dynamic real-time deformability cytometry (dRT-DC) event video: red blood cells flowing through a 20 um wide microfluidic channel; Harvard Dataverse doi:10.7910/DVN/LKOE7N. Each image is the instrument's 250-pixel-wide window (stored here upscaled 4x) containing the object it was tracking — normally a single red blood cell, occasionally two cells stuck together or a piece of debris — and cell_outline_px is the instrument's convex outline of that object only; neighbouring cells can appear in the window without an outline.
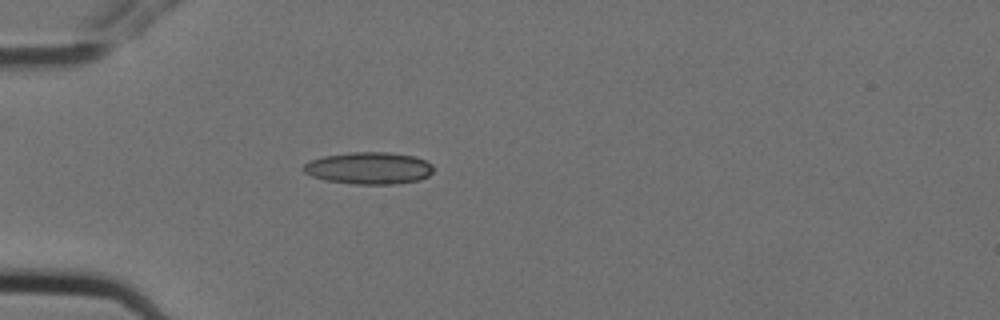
{"species": "Egyptian fruit bat (a non-hibernating species)", "species_latin": "Rousettus aegyptiacus", "temperature_condition": "cold", "stored_images_in_passage": 4, "camera_frame_rate_fps": 3000, "um_per_image_px": 0.085, "animal": {"sex": "female"}, "frame": {"image": 1, "passage_image": 4, "time_ms": 1.0, "image_size_px": [1000, 320], "cell_outline_px": [[432, 172], [428, 176], [420, 180], [396, 184], [352, 184], [324, 180], [312, 176], [304, 172], [300, 168], [308, 160], [324, 156], [352, 152], [388, 152], [416, 156], [432, 164]], "centroid_in_image_um": [31.33, 14.29], "position_along_channel_um": 53.7, "area_um2": 24.51}}